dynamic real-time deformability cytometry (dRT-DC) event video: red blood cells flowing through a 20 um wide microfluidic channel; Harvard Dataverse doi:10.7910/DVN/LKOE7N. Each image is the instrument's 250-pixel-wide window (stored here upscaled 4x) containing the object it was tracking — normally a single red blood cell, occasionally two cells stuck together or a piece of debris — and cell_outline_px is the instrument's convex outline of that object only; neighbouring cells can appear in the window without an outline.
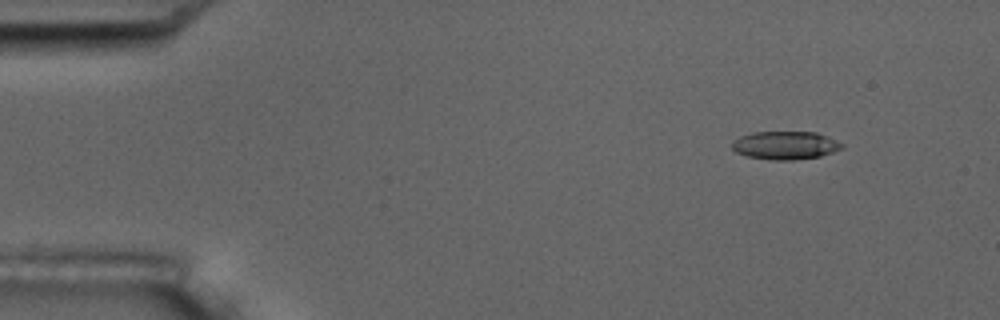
{"species": "common noctule bat (a hibernating species)", "species_latin": "Nyctalus noctula", "temperature_condition": "room temperature", "stored_images_in_passage": 4, "camera_frame_rate_fps": 3000, "um_per_image_px": 0.085, "animal": {"sex": "male", "body_mass_g": 17.5, "forearm_length_mm": 52.3}, "frame": {"image": 1, "passage_image": 2, "time_ms": 1.0, "image_size_px": [1000, 320], "cell_outline_px": [[844, 148], [820, 156], [792, 160], [772, 160], [748, 156], [736, 152], [732, 148], [732, 140], [740, 136], [752, 132], [816, 132], [844, 144]], "centroid_in_image_um": [66.73, 12.35], "position_along_channel_um": 18.3, "area_um2": 17.98}}